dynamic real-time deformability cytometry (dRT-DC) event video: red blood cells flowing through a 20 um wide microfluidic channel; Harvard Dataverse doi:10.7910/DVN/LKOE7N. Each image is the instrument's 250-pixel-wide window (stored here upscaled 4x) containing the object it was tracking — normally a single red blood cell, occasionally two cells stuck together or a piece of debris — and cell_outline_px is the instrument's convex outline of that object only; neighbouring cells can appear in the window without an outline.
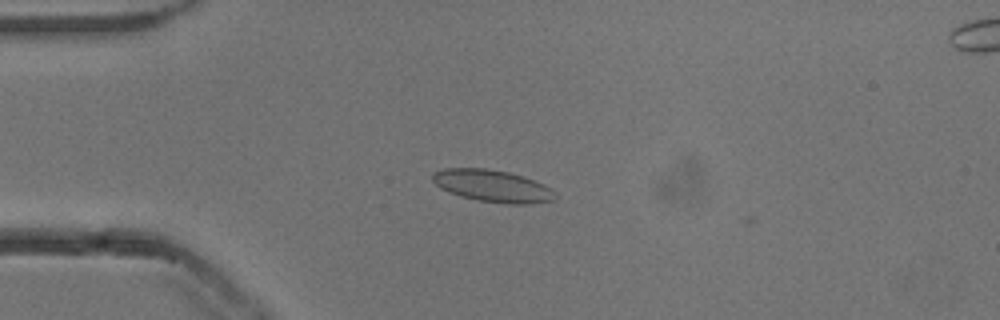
{"species": "common noctule bat (a hibernating species)", "species_latin": "Nyctalus noctula", "temperature_condition": "cold", "stored_images_in_passage": 41, "camera_frame_rate_fps": 3000, "um_per_image_px": 0.085, "animal": {"sex": "male", "body_mass_g": 13.3}, "frame": {"image": 1, "passage_image": 1, "time_ms": 0.0, "image_size_px": [1000, 320], "cell_outline_px": [[556, 196], [552, 200], [528, 204], [504, 204], [480, 200], [460, 196], [448, 192], [440, 188], [432, 180], [432, 172], [444, 168], [484, 168], [508, 172], [524, 176], [544, 184], [552, 188], [556, 192]], "centroid_in_image_um": [41.86, 15.8], "position_along_channel_um": 43.1, "area_um2": 23.06}}
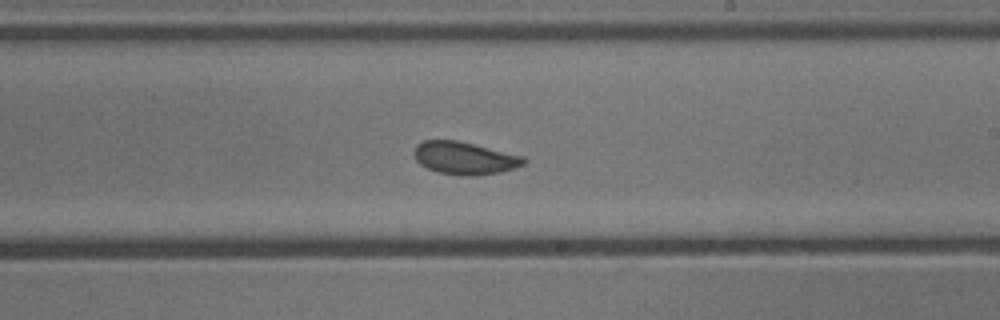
{"frame": {"image": 2, "passage_image": 19, "time_ms": 6.0, "image_size_px": [1000, 320], "cell_outline_px": [[528, 160], [524, 164], [500, 172], [472, 176], [440, 172], [428, 168], [420, 164], [416, 160], [412, 152], [416, 144], [424, 140], [456, 140], [524, 156]], "centroid_in_image_um": [39.47, 13.42], "position_along_channel_um": 249.5, "area_um2": 20.63}}
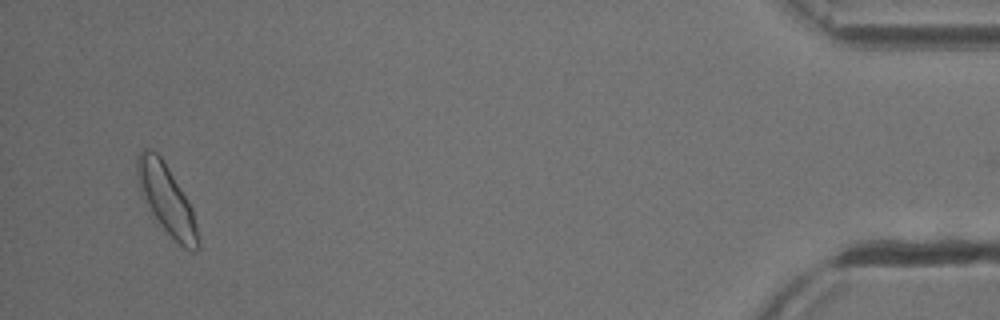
{"frame": {"image": 3, "passage_image": 39, "time_ms": 12.667, "image_size_px": [1000, 320], "cell_outline_px": [[200, 248], [196, 252], [192, 252], [184, 248], [156, 220], [140, 188], [136, 172], [136, 156], [140, 148], [152, 148], [160, 156], [188, 200], [192, 208], [200, 240]], "centroid_in_image_um": [14.17, 16.93], "position_along_channel_um": 421.0, "area_um2": 24.22}, "authors_computed_cell_mechanics": {"area_um2": 20.6924, "velocity_mm_per_s": 3.8085, "shape_relaxation_time_tau1_ms": 4.7454, "shape_relaxation_time_tau2_ms": 1.4383, "deformation_change_tau1": 0.095, "deformation_change_tau2": 0.0472}}